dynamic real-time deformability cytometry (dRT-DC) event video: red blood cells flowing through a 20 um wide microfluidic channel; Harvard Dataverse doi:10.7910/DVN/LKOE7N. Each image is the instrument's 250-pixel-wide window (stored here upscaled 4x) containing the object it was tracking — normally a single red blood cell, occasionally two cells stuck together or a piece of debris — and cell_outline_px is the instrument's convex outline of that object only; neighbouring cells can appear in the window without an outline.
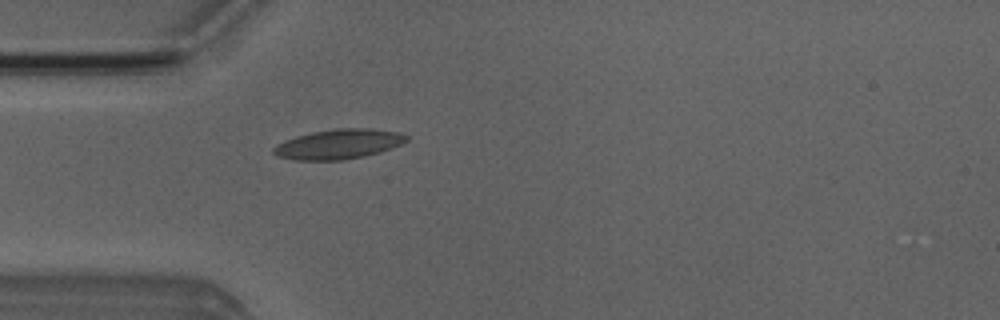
{"species": "Egyptian fruit bat (a non-hibernating species)", "species_latin": "Rousettus aegyptiacus", "temperature_condition": "room temperature", "stored_images_in_passage": 4, "camera_frame_rate_fps": 3000, "um_per_image_px": 0.085, "animal": {"sex": "male"}, "frame": {"image": 1, "passage_image": 4, "time_ms": 4.333, "image_size_px": [1000, 320], "cell_outline_px": [[408, 140], [392, 148], [380, 152], [364, 156], [344, 160], [292, 160], [276, 156], [272, 152], [272, 148], [276, 144], [284, 140], [296, 136], [312, 132], [336, 128], [372, 128], [400, 132], [408, 136]], "centroid_in_image_um": [28.76, 12.25], "position_along_channel_um": 56.2, "area_um2": 23.35}}